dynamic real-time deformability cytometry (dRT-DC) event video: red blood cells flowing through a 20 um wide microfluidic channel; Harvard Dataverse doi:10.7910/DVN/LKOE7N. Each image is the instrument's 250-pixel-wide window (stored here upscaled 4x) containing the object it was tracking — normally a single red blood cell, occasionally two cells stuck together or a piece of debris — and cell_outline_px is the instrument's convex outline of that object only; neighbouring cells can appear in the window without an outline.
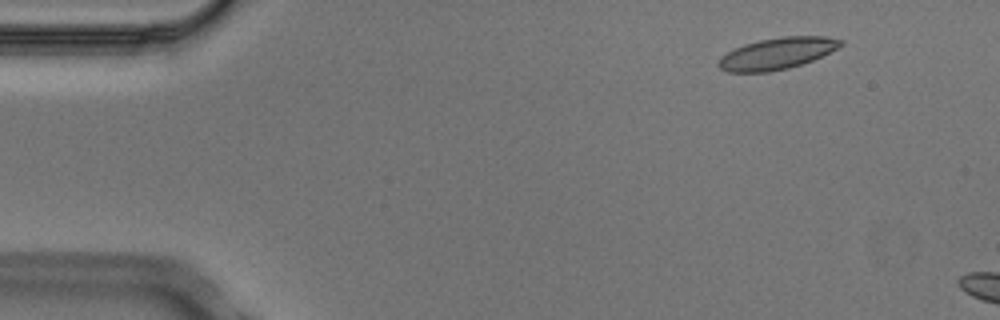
{"species": "Egyptian fruit bat (a non-hibernating species)", "species_latin": "Rousettus aegyptiacus", "temperature_condition": "cold", "stored_images_in_passage": 3, "camera_frame_rate_fps": 3000, "um_per_image_px": 0.085, "animal": {"sex": "male"}, "frame": {"image": 1, "passage_image": 2, "time_ms": 0.333, "image_size_px": [1000, 320], "cell_outline_px": [[844, 44], [840, 48], [812, 60], [788, 68], [768, 72], [728, 72], [720, 68], [716, 64], [716, 60], [720, 56], [744, 44], [760, 40], [784, 36], [828, 36], [844, 40]], "centroid_in_image_um": [66.06, 4.54], "position_along_channel_um": 18.9, "area_um2": 22.6}}